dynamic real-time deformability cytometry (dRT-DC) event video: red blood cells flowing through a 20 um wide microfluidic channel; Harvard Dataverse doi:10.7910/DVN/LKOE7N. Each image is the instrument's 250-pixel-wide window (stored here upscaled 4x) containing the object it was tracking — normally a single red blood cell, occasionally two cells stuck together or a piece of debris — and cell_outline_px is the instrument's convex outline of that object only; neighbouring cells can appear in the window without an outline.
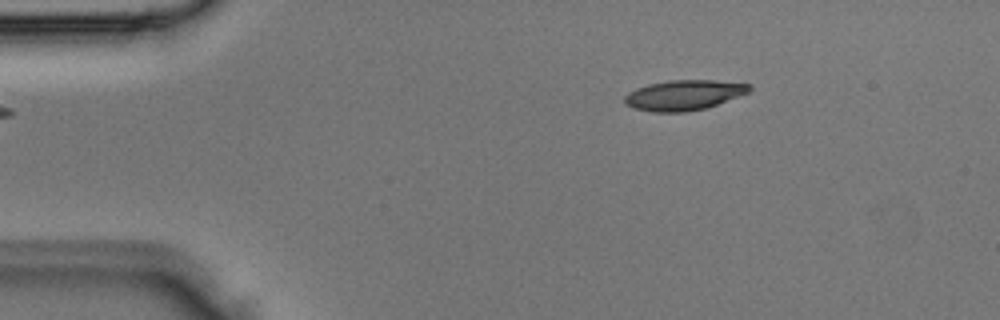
{"species": "Egyptian fruit bat (a non-hibernating species)", "species_latin": "Rousettus aegyptiacus", "temperature_condition": "room temperature", "stored_images_in_passage": 3, "camera_frame_rate_fps": 3000, "um_per_image_px": 0.085, "animal": {"sex": "male"}, "frame": {"image": 1, "passage_image": 1, "time_ms": 0.0, "image_size_px": [1000, 320], "cell_outline_px": [[752, 88], [748, 92], [716, 104], [704, 108], [684, 112], [652, 112], [636, 108], [624, 104], [624, 96], [628, 92], [636, 88], [648, 84], [668, 80], [716, 80], [752, 84]], "centroid_in_image_um": [58.1, 8.07], "position_along_channel_um": 26.9, "area_um2": 21.85}}
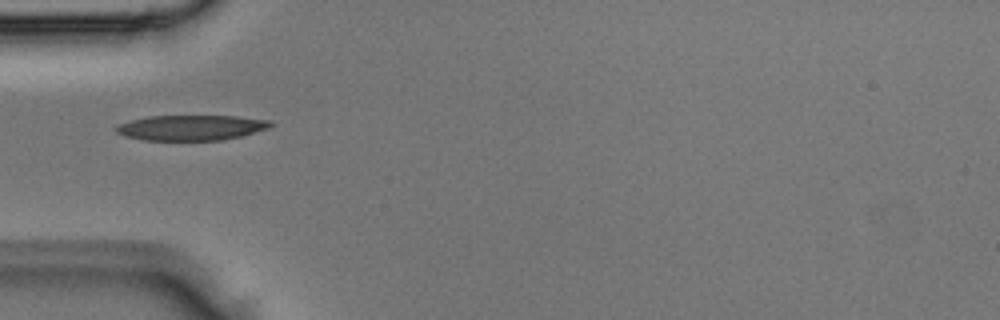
{"frame": {"image": 2, "passage_image": 3, "time_ms": 0.667, "image_size_px": [1000, 320], "cell_outline_px": [[276, 124], [268, 128], [240, 136], [224, 140], [144, 140], [124, 136], [116, 132], [116, 124], [148, 116], [236, 116], [272, 120]], "centroid_in_image_um": [16.27, 10.85], "position_along_channel_um": 68.7, "area_um2": 22.83}}